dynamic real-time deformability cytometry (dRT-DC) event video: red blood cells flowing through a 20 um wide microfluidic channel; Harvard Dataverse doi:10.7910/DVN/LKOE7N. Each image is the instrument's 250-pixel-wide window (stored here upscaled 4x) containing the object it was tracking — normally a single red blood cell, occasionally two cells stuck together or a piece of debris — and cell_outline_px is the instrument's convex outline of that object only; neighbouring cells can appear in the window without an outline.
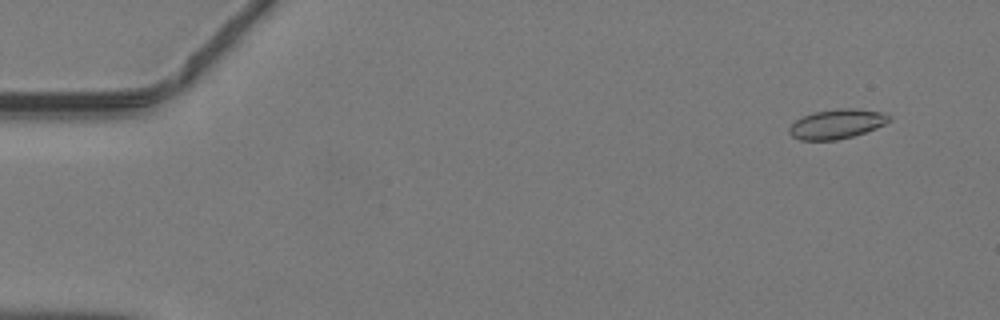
{"species": "common noctule bat (a hibernating species)", "species_latin": "Nyctalus noctula", "temperature_condition": "warm", "stored_images_in_passage": 10, "camera_frame_rate_fps": 3000, "um_per_image_px": 0.085, "animal": {"sex": "male", "body_mass_g": 19.2, "forearm_length_mm": 51.8}, "frame": {"image": 1, "passage_image": 2, "time_ms": 0.333, "image_size_px": [1000, 320], "cell_outline_px": [[892, 120], [876, 128], [852, 136], [836, 140], [800, 140], [792, 136], [788, 132], [788, 128], [796, 120], [812, 112], [836, 108], [852, 108], [884, 112], [892, 116]], "centroid_in_image_um": [71.14, 10.52], "position_along_channel_um": 13.9, "area_um2": 17.28}}